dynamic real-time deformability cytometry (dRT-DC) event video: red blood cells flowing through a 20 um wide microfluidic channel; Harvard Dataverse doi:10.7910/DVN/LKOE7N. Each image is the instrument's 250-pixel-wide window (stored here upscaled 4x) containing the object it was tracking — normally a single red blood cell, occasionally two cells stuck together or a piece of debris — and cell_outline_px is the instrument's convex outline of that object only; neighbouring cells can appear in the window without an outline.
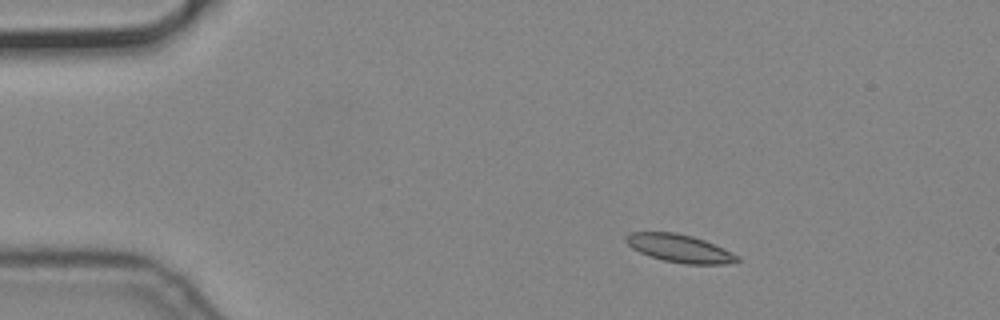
{"species": "common noctule bat (a hibernating species)", "species_latin": "Nyctalus noctula", "temperature_condition": "cold", "stored_images_in_passage": 3, "camera_frame_rate_fps": 3000, "um_per_image_px": 0.085, "animal": {"sex": "male", "body_mass_g": 19.2, "forearm_length_mm": 51.8}, "frame": {"image": 1, "passage_image": 1, "time_ms": 0.0, "image_size_px": [1000, 320], "cell_outline_px": [[740, 260], [728, 264], [688, 264], [664, 260], [640, 252], [632, 248], [624, 240], [624, 236], [632, 232], [676, 232], [692, 236], [704, 240], [724, 248], [740, 256]], "centroid_in_image_um": [57.79, 21.1], "position_along_channel_um": 27.2, "area_um2": 18.03}}